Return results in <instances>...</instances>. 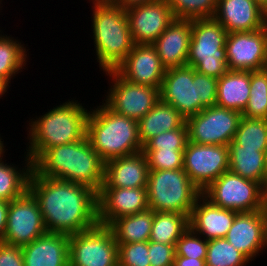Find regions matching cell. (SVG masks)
Instances as JSON below:
<instances>
[{"instance_id":"d6a6232c","label":"cell","mask_w":267,"mask_h":266,"mask_svg":"<svg viewBox=\"0 0 267 266\" xmlns=\"http://www.w3.org/2000/svg\"><path fill=\"white\" fill-rule=\"evenodd\" d=\"M242 116L267 119V68L250 71V96Z\"/></svg>"},{"instance_id":"603a6c76","label":"cell","mask_w":267,"mask_h":266,"mask_svg":"<svg viewBox=\"0 0 267 266\" xmlns=\"http://www.w3.org/2000/svg\"><path fill=\"white\" fill-rule=\"evenodd\" d=\"M149 166L143 151L105 162L104 183L101 187H147Z\"/></svg>"},{"instance_id":"836d02e7","label":"cell","mask_w":267,"mask_h":266,"mask_svg":"<svg viewBox=\"0 0 267 266\" xmlns=\"http://www.w3.org/2000/svg\"><path fill=\"white\" fill-rule=\"evenodd\" d=\"M206 266H246L250 260L235 249L226 238L208 241Z\"/></svg>"},{"instance_id":"e0dca14e","label":"cell","mask_w":267,"mask_h":266,"mask_svg":"<svg viewBox=\"0 0 267 266\" xmlns=\"http://www.w3.org/2000/svg\"><path fill=\"white\" fill-rule=\"evenodd\" d=\"M98 223L109 226L114 220L145 211L148 206L147 187H101L97 193Z\"/></svg>"},{"instance_id":"44dd1931","label":"cell","mask_w":267,"mask_h":266,"mask_svg":"<svg viewBox=\"0 0 267 266\" xmlns=\"http://www.w3.org/2000/svg\"><path fill=\"white\" fill-rule=\"evenodd\" d=\"M191 32V19L175 18L152 44L165 69L186 66Z\"/></svg>"},{"instance_id":"30bf717a","label":"cell","mask_w":267,"mask_h":266,"mask_svg":"<svg viewBox=\"0 0 267 266\" xmlns=\"http://www.w3.org/2000/svg\"><path fill=\"white\" fill-rule=\"evenodd\" d=\"M69 266H118V244L111 228L98 223L69 235Z\"/></svg>"},{"instance_id":"60d3db41","label":"cell","mask_w":267,"mask_h":266,"mask_svg":"<svg viewBox=\"0 0 267 266\" xmlns=\"http://www.w3.org/2000/svg\"><path fill=\"white\" fill-rule=\"evenodd\" d=\"M0 266H24L22 248L0 241Z\"/></svg>"},{"instance_id":"7c38bea8","label":"cell","mask_w":267,"mask_h":266,"mask_svg":"<svg viewBox=\"0 0 267 266\" xmlns=\"http://www.w3.org/2000/svg\"><path fill=\"white\" fill-rule=\"evenodd\" d=\"M109 76L110 87L104 103L114 112L139 121L160 99V89L128 82L115 70L102 72Z\"/></svg>"},{"instance_id":"2e32d148","label":"cell","mask_w":267,"mask_h":266,"mask_svg":"<svg viewBox=\"0 0 267 266\" xmlns=\"http://www.w3.org/2000/svg\"><path fill=\"white\" fill-rule=\"evenodd\" d=\"M134 44H153L175 19L167 0H156L126 9Z\"/></svg>"},{"instance_id":"9a60e30c","label":"cell","mask_w":267,"mask_h":266,"mask_svg":"<svg viewBox=\"0 0 267 266\" xmlns=\"http://www.w3.org/2000/svg\"><path fill=\"white\" fill-rule=\"evenodd\" d=\"M225 48L228 70L267 68V25L250 32L228 33Z\"/></svg>"},{"instance_id":"4dcf8cb0","label":"cell","mask_w":267,"mask_h":266,"mask_svg":"<svg viewBox=\"0 0 267 266\" xmlns=\"http://www.w3.org/2000/svg\"><path fill=\"white\" fill-rule=\"evenodd\" d=\"M189 227V217L176 212H154L149 241L176 244Z\"/></svg>"},{"instance_id":"ba28073f","label":"cell","mask_w":267,"mask_h":266,"mask_svg":"<svg viewBox=\"0 0 267 266\" xmlns=\"http://www.w3.org/2000/svg\"><path fill=\"white\" fill-rule=\"evenodd\" d=\"M228 32L214 18L192 19L187 66L219 79L228 71L226 39Z\"/></svg>"},{"instance_id":"52a82bcc","label":"cell","mask_w":267,"mask_h":266,"mask_svg":"<svg viewBox=\"0 0 267 266\" xmlns=\"http://www.w3.org/2000/svg\"><path fill=\"white\" fill-rule=\"evenodd\" d=\"M148 206L154 212H176L190 217L202 191L183 169L149 170Z\"/></svg>"},{"instance_id":"c3c4849f","label":"cell","mask_w":267,"mask_h":266,"mask_svg":"<svg viewBox=\"0 0 267 266\" xmlns=\"http://www.w3.org/2000/svg\"><path fill=\"white\" fill-rule=\"evenodd\" d=\"M263 9L267 11V0H255Z\"/></svg>"},{"instance_id":"ab89813d","label":"cell","mask_w":267,"mask_h":266,"mask_svg":"<svg viewBox=\"0 0 267 266\" xmlns=\"http://www.w3.org/2000/svg\"><path fill=\"white\" fill-rule=\"evenodd\" d=\"M175 245L148 241L150 266H173Z\"/></svg>"},{"instance_id":"d4e9b609","label":"cell","mask_w":267,"mask_h":266,"mask_svg":"<svg viewBox=\"0 0 267 266\" xmlns=\"http://www.w3.org/2000/svg\"><path fill=\"white\" fill-rule=\"evenodd\" d=\"M250 96V71L228 70L218 79L216 105L243 113Z\"/></svg>"},{"instance_id":"8992f818","label":"cell","mask_w":267,"mask_h":266,"mask_svg":"<svg viewBox=\"0 0 267 266\" xmlns=\"http://www.w3.org/2000/svg\"><path fill=\"white\" fill-rule=\"evenodd\" d=\"M218 79L199 73L190 66L166 69L160 98L185 119L216 105Z\"/></svg>"},{"instance_id":"3957f363","label":"cell","mask_w":267,"mask_h":266,"mask_svg":"<svg viewBox=\"0 0 267 266\" xmlns=\"http://www.w3.org/2000/svg\"><path fill=\"white\" fill-rule=\"evenodd\" d=\"M89 109L75 99L30 119L25 153L32 163L48 148L78 142L86 136Z\"/></svg>"},{"instance_id":"7dc6e473","label":"cell","mask_w":267,"mask_h":266,"mask_svg":"<svg viewBox=\"0 0 267 266\" xmlns=\"http://www.w3.org/2000/svg\"><path fill=\"white\" fill-rule=\"evenodd\" d=\"M262 211L265 217V226H266V235H267V194L264 200V204L262 206Z\"/></svg>"},{"instance_id":"bcb514c9","label":"cell","mask_w":267,"mask_h":266,"mask_svg":"<svg viewBox=\"0 0 267 266\" xmlns=\"http://www.w3.org/2000/svg\"><path fill=\"white\" fill-rule=\"evenodd\" d=\"M3 139L1 138V134H0V160H2L4 157H6L4 154H5V151L7 150L5 148V145L4 144V141H2Z\"/></svg>"},{"instance_id":"5b68a950","label":"cell","mask_w":267,"mask_h":266,"mask_svg":"<svg viewBox=\"0 0 267 266\" xmlns=\"http://www.w3.org/2000/svg\"><path fill=\"white\" fill-rule=\"evenodd\" d=\"M102 102L90 109L86 121V136L100 158L106 162L142 151L138 121L114 112Z\"/></svg>"},{"instance_id":"1f68e13d","label":"cell","mask_w":267,"mask_h":266,"mask_svg":"<svg viewBox=\"0 0 267 266\" xmlns=\"http://www.w3.org/2000/svg\"><path fill=\"white\" fill-rule=\"evenodd\" d=\"M233 141L243 149L267 151V119L242 116Z\"/></svg>"},{"instance_id":"83f0119b","label":"cell","mask_w":267,"mask_h":266,"mask_svg":"<svg viewBox=\"0 0 267 266\" xmlns=\"http://www.w3.org/2000/svg\"><path fill=\"white\" fill-rule=\"evenodd\" d=\"M154 218V211L147 209L133 215H127L114 220L111 228L116 243H136L149 241Z\"/></svg>"},{"instance_id":"277c9868","label":"cell","mask_w":267,"mask_h":266,"mask_svg":"<svg viewBox=\"0 0 267 266\" xmlns=\"http://www.w3.org/2000/svg\"><path fill=\"white\" fill-rule=\"evenodd\" d=\"M89 1L96 62L103 72L115 70L134 46L126 10L110 0Z\"/></svg>"},{"instance_id":"f546056e","label":"cell","mask_w":267,"mask_h":266,"mask_svg":"<svg viewBox=\"0 0 267 266\" xmlns=\"http://www.w3.org/2000/svg\"><path fill=\"white\" fill-rule=\"evenodd\" d=\"M15 37L0 35V77L11 85V79L24 71L27 64L28 50L25 44ZM28 52V53H27Z\"/></svg>"},{"instance_id":"74e56055","label":"cell","mask_w":267,"mask_h":266,"mask_svg":"<svg viewBox=\"0 0 267 266\" xmlns=\"http://www.w3.org/2000/svg\"><path fill=\"white\" fill-rule=\"evenodd\" d=\"M149 170L183 169L184 150H142Z\"/></svg>"},{"instance_id":"6da1fadb","label":"cell","mask_w":267,"mask_h":266,"mask_svg":"<svg viewBox=\"0 0 267 266\" xmlns=\"http://www.w3.org/2000/svg\"><path fill=\"white\" fill-rule=\"evenodd\" d=\"M28 190L36 198L49 233L77 234L98 224L97 192L88 186L31 172Z\"/></svg>"},{"instance_id":"ee69618b","label":"cell","mask_w":267,"mask_h":266,"mask_svg":"<svg viewBox=\"0 0 267 266\" xmlns=\"http://www.w3.org/2000/svg\"><path fill=\"white\" fill-rule=\"evenodd\" d=\"M113 4L122 7L123 9H128L133 6H137L143 3L152 2L156 0H110Z\"/></svg>"},{"instance_id":"7402d4cb","label":"cell","mask_w":267,"mask_h":266,"mask_svg":"<svg viewBox=\"0 0 267 266\" xmlns=\"http://www.w3.org/2000/svg\"><path fill=\"white\" fill-rule=\"evenodd\" d=\"M238 212L213 205L201 195L189 217V227L207 241L225 238Z\"/></svg>"},{"instance_id":"d590c367","label":"cell","mask_w":267,"mask_h":266,"mask_svg":"<svg viewBox=\"0 0 267 266\" xmlns=\"http://www.w3.org/2000/svg\"><path fill=\"white\" fill-rule=\"evenodd\" d=\"M188 142V129L186 122L172 131L162 132L151 138L143 150H185Z\"/></svg>"},{"instance_id":"7bdbcfd3","label":"cell","mask_w":267,"mask_h":266,"mask_svg":"<svg viewBox=\"0 0 267 266\" xmlns=\"http://www.w3.org/2000/svg\"><path fill=\"white\" fill-rule=\"evenodd\" d=\"M9 201L0 200V241H3L7 226V212Z\"/></svg>"},{"instance_id":"484cf974","label":"cell","mask_w":267,"mask_h":266,"mask_svg":"<svg viewBox=\"0 0 267 266\" xmlns=\"http://www.w3.org/2000/svg\"><path fill=\"white\" fill-rule=\"evenodd\" d=\"M185 122L186 119L172 105L160 98L138 121L140 142L144 146L156 135L180 128Z\"/></svg>"},{"instance_id":"5bb4252c","label":"cell","mask_w":267,"mask_h":266,"mask_svg":"<svg viewBox=\"0 0 267 266\" xmlns=\"http://www.w3.org/2000/svg\"><path fill=\"white\" fill-rule=\"evenodd\" d=\"M183 170L201 190L229 170V148L225 145H201L188 141L184 150Z\"/></svg>"},{"instance_id":"cb8c5ba5","label":"cell","mask_w":267,"mask_h":266,"mask_svg":"<svg viewBox=\"0 0 267 266\" xmlns=\"http://www.w3.org/2000/svg\"><path fill=\"white\" fill-rule=\"evenodd\" d=\"M21 248L24 266H69V235L47 232Z\"/></svg>"},{"instance_id":"f6af8a7d","label":"cell","mask_w":267,"mask_h":266,"mask_svg":"<svg viewBox=\"0 0 267 266\" xmlns=\"http://www.w3.org/2000/svg\"><path fill=\"white\" fill-rule=\"evenodd\" d=\"M10 86L11 85L6 80H4V79H2L0 77V98L1 99H2V96L7 95L5 93L8 91V89L10 88Z\"/></svg>"},{"instance_id":"b9f144b4","label":"cell","mask_w":267,"mask_h":266,"mask_svg":"<svg viewBox=\"0 0 267 266\" xmlns=\"http://www.w3.org/2000/svg\"><path fill=\"white\" fill-rule=\"evenodd\" d=\"M173 266H206L204 259L175 256Z\"/></svg>"},{"instance_id":"8d00e7d4","label":"cell","mask_w":267,"mask_h":266,"mask_svg":"<svg viewBox=\"0 0 267 266\" xmlns=\"http://www.w3.org/2000/svg\"><path fill=\"white\" fill-rule=\"evenodd\" d=\"M208 241L190 227L181 235L175 245V256L206 259Z\"/></svg>"},{"instance_id":"ac0fdd59","label":"cell","mask_w":267,"mask_h":266,"mask_svg":"<svg viewBox=\"0 0 267 266\" xmlns=\"http://www.w3.org/2000/svg\"><path fill=\"white\" fill-rule=\"evenodd\" d=\"M115 71L128 82L158 89H161L166 73L152 44H134L125 60Z\"/></svg>"},{"instance_id":"8fae6325","label":"cell","mask_w":267,"mask_h":266,"mask_svg":"<svg viewBox=\"0 0 267 266\" xmlns=\"http://www.w3.org/2000/svg\"><path fill=\"white\" fill-rule=\"evenodd\" d=\"M242 113L217 105L186 119L188 141L201 145L228 146L234 139Z\"/></svg>"},{"instance_id":"f1b7e54d","label":"cell","mask_w":267,"mask_h":266,"mask_svg":"<svg viewBox=\"0 0 267 266\" xmlns=\"http://www.w3.org/2000/svg\"><path fill=\"white\" fill-rule=\"evenodd\" d=\"M24 158L23 167H18L13 163L11 165L3 159L0 160V200L10 202L28 190L29 178L33 169L32 161L25 152Z\"/></svg>"},{"instance_id":"d6986e66","label":"cell","mask_w":267,"mask_h":266,"mask_svg":"<svg viewBox=\"0 0 267 266\" xmlns=\"http://www.w3.org/2000/svg\"><path fill=\"white\" fill-rule=\"evenodd\" d=\"M226 240L251 262L267 248L265 217L262 210L237 213Z\"/></svg>"},{"instance_id":"681fc988","label":"cell","mask_w":267,"mask_h":266,"mask_svg":"<svg viewBox=\"0 0 267 266\" xmlns=\"http://www.w3.org/2000/svg\"><path fill=\"white\" fill-rule=\"evenodd\" d=\"M265 176H266V190H267V152H266V173H265Z\"/></svg>"},{"instance_id":"ffe728a7","label":"cell","mask_w":267,"mask_h":266,"mask_svg":"<svg viewBox=\"0 0 267 266\" xmlns=\"http://www.w3.org/2000/svg\"><path fill=\"white\" fill-rule=\"evenodd\" d=\"M213 18L228 33L250 32L267 25V11L255 0H218Z\"/></svg>"},{"instance_id":"9c48e42d","label":"cell","mask_w":267,"mask_h":266,"mask_svg":"<svg viewBox=\"0 0 267 266\" xmlns=\"http://www.w3.org/2000/svg\"><path fill=\"white\" fill-rule=\"evenodd\" d=\"M266 194L267 190L260 183L230 170L202 191V195L213 205L238 213L262 210Z\"/></svg>"},{"instance_id":"4316f807","label":"cell","mask_w":267,"mask_h":266,"mask_svg":"<svg viewBox=\"0 0 267 266\" xmlns=\"http://www.w3.org/2000/svg\"><path fill=\"white\" fill-rule=\"evenodd\" d=\"M229 170L260 183L266 189V152L257 149H243L232 141L229 145Z\"/></svg>"},{"instance_id":"f35d334b","label":"cell","mask_w":267,"mask_h":266,"mask_svg":"<svg viewBox=\"0 0 267 266\" xmlns=\"http://www.w3.org/2000/svg\"><path fill=\"white\" fill-rule=\"evenodd\" d=\"M148 241L118 244V266H150Z\"/></svg>"},{"instance_id":"4fadbf2b","label":"cell","mask_w":267,"mask_h":266,"mask_svg":"<svg viewBox=\"0 0 267 266\" xmlns=\"http://www.w3.org/2000/svg\"><path fill=\"white\" fill-rule=\"evenodd\" d=\"M46 233L39 204L29 190L9 202L7 226L2 242L23 247Z\"/></svg>"},{"instance_id":"7a4b0ae2","label":"cell","mask_w":267,"mask_h":266,"mask_svg":"<svg viewBox=\"0 0 267 266\" xmlns=\"http://www.w3.org/2000/svg\"><path fill=\"white\" fill-rule=\"evenodd\" d=\"M32 169L37 175L82 184L97 193L104 183L105 162L87 136L78 142L48 148L32 163Z\"/></svg>"},{"instance_id":"e575fe53","label":"cell","mask_w":267,"mask_h":266,"mask_svg":"<svg viewBox=\"0 0 267 266\" xmlns=\"http://www.w3.org/2000/svg\"><path fill=\"white\" fill-rule=\"evenodd\" d=\"M218 0H167L176 19L213 18Z\"/></svg>"}]
</instances>
